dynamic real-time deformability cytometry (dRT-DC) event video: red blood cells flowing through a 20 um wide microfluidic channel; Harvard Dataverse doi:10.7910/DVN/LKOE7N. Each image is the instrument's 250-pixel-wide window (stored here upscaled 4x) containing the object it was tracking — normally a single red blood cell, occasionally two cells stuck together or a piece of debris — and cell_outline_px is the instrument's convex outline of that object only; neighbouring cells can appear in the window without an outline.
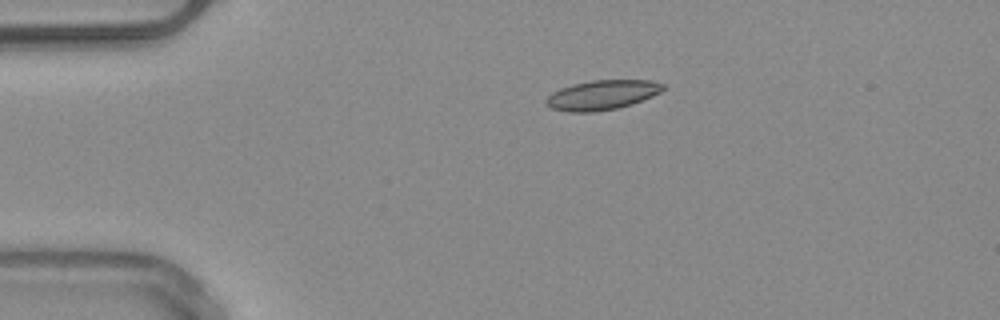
{"species": "common noctule bat (a hibernating species)", "species_latin": "Nyctalus noctula", "temperature_condition": "warm", "stored_images_in_passage": 2, "camera_frame_rate_fps": 3000, "um_per_image_px": 0.085, "animal": {"sex": "male", "body_mass_g": 20.4}, "frame": {"image": 1, "passage_image": 1, "time_ms": 0.0, "image_size_px": [1000, 320], "cell_outline_px": [[664, 88], [660, 92], [652, 96], [632, 104], [616, 108], [592, 112], [568, 112], [552, 108], [544, 100], [552, 92], [560, 88], [572, 84], [592, 80], [652, 80], [664, 84]], "centroid_in_image_um": [51.17, 8.06], "position_along_channel_um": 33.8, "area_um2": 20.11}}